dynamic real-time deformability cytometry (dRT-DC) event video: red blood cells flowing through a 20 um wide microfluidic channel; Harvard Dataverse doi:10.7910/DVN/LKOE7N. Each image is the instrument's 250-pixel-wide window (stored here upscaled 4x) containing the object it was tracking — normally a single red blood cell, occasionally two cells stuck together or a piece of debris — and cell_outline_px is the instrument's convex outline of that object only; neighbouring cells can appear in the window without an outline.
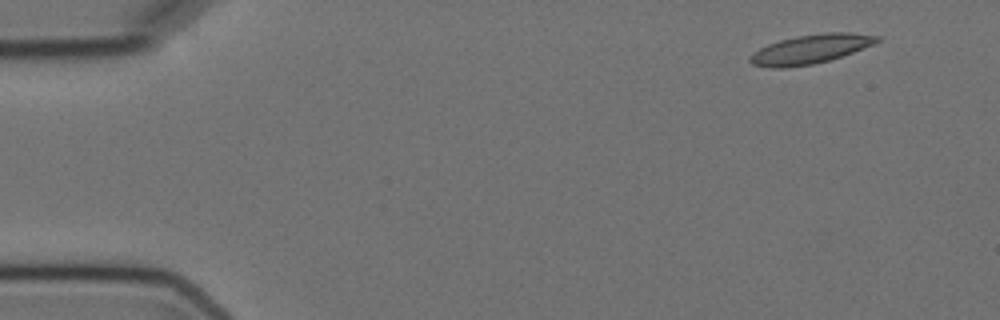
{"species": "Egyptian fruit bat (a non-hibernating species)", "species_latin": "Rousettus aegyptiacus", "temperature_condition": "cold", "stored_images_in_passage": 6, "camera_frame_rate_fps": 3000, "um_per_image_px": 0.085, "animal": {"sex": "female"}, "frame": {"image": 1, "passage_image": 1, "time_ms": 0.0, "image_size_px": [1000, 320], "cell_outline_px": [[880, 40], [872, 44], [852, 52], [828, 60], [812, 64], [784, 68], [768, 68], [752, 64], [748, 60], [748, 56], [760, 48], [768, 44], [780, 40], [796, 36], [828, 32], [852, 32], [880, 36]], "centroid_in_image_um": [68.84, 4.17], "position_along_channel_um": 16.2, "area_um2": 21.39}}
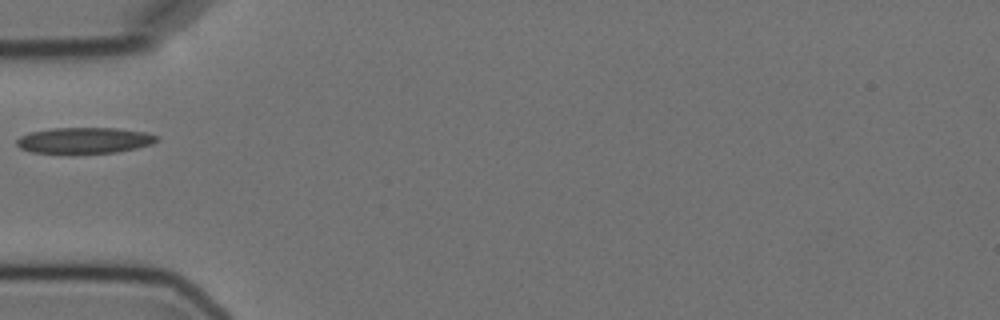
{"frame": {"image": 2, "passage_image": 5, "time_ms": 4.667, "image_size_px": [1000, 320], "cell_outline_px": [[160, 140], [152, 144], [136, 148], [116, 152], [32, 152], [20, 148], [16, 144], [16, 140], [20, 136], [32, 132], [52, 128], [116, 128], [144, 132], [156, 136]], "centroid_in_image_um": [7.18, 11.92], "position_along_channel_um": 77.8, "area_um2": 20.75}}
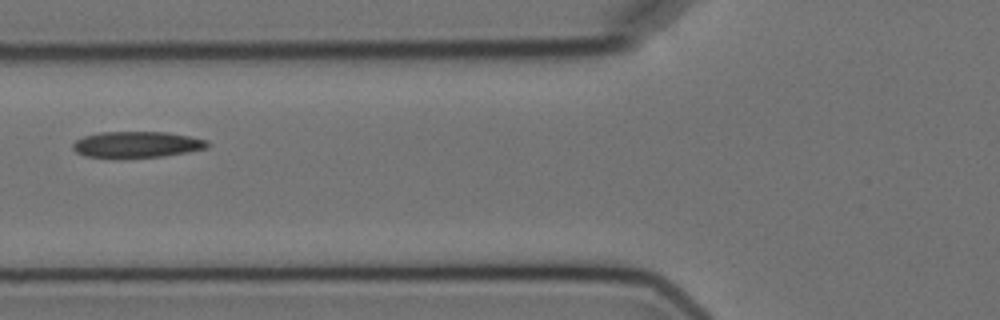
{"frame": {"image": 3, "passage_image": 6, "time_ms": 5.667, "image_size_px": [1000, 320], "cell_outline_px": [[208, 148], [188, 152], [164, 156], [120, 160], [84, 156], [76, 152], [72, 148], [72, 144], [76, 140], [84, 136], [100, 132], [168, 132], [208, 140]], "centroid_in_image_um": [11.59, 12.32], "position_along_channel_um": 114.2, "area_um2": 21.21}}